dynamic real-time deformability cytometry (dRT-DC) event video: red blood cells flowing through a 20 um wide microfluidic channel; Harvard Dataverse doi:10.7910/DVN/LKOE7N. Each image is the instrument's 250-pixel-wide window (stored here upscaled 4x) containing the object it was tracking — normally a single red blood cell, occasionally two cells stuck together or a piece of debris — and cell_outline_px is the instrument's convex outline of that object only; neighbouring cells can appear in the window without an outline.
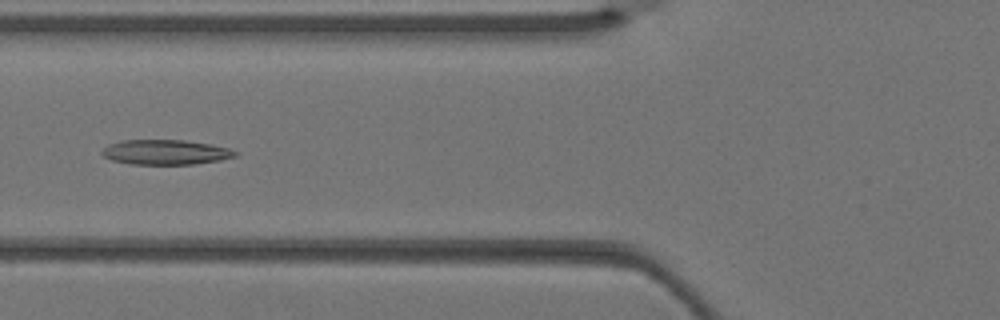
{"species": "Egyptian fruit bat (a non-hibernating species)", "species_latin": "Rousettus aegyptiacus", "temperature_condition": "warm", "stored_images_in_passage": 3, "camera_frame_rate_fps": 3000, "um_per_image_px": 0.085, "animal": {"sex": "female"}, "frame": {"image": 1, "passage_image": 3, "time_ms": 0.667, "image_size_px": [1000, 320], "cell_outline_px": [[240, 152], [236, 156], [220, 160], [196, 164], [132, 164], [112, 160], [104, 156], [100, 152], [108, 144], [120, 140], [184, 140], [208, 144], [228, 148]], "centroid_in_image_um": [14.07, 12.93], "position_along_channel_um": 111.7, "area_um2": 19.31}}